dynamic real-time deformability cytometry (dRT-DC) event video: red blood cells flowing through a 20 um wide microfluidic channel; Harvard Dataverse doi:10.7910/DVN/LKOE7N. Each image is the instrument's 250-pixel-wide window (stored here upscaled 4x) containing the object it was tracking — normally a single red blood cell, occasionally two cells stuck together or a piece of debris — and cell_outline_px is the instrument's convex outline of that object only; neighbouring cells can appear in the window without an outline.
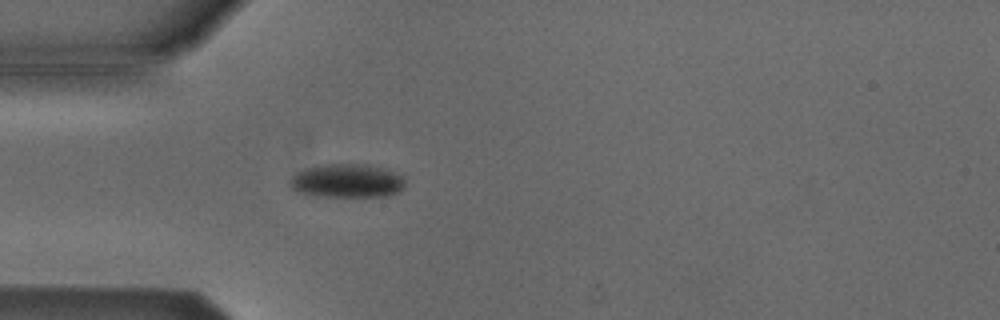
{"species": "Egyptian fruit bat (a non-hibernating species)", "species_latin": "Rousettus aegyptiacus", "temperature_condition": "cold", "stored_images_in_passage": 46, "camera_frame_rate_fps": 3000, "um_per_image_px": 0.085, "animal": {"sex": "male"}, "frame": {"image": 1, "passage_image": 8, "time_ms": 2.333, "image_size_px": [1000, 320], "cell_outline_px": [[404, 188], [400, 192], [388, 196], [316, 196], [296, 192], [288, 184], [288, 180], [296, 172], [304, 168], [324, 164], [364, 164], [380, 168], [392, 172], [400, 176], [404, 180]], "centroid_in_image_um": [29.42, 15.38], "position_along_channel_um": 55.6, "area_um2": 22.66}}
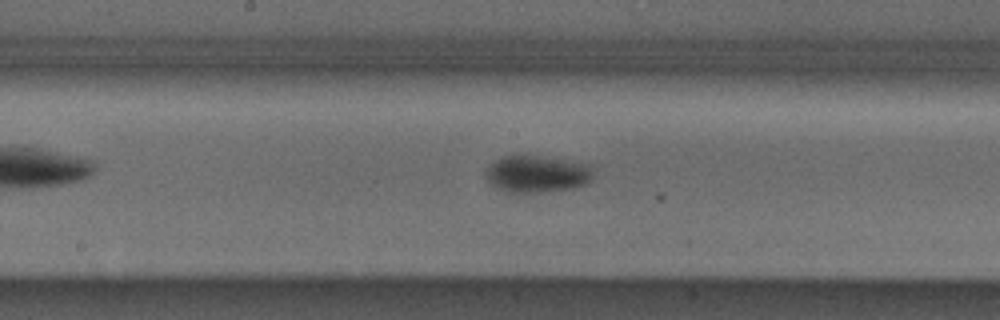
{"frame": {"image": 2, "passage_image": 20, "time_ms": 6.333, "image_size_px": [1000, 320], "cell_outline_px": [[592, 176], [584, 184], [572, 188], [536, 192], [508, 192], [496, 188], [484, 176], [484, 172], [488, 164], [504, 156], [536, 156], [592, 164]], "centroid_in_image_um": [45.59, 14.78], "position_along_channel_um": 202.6, "area_um2": 22.89}}
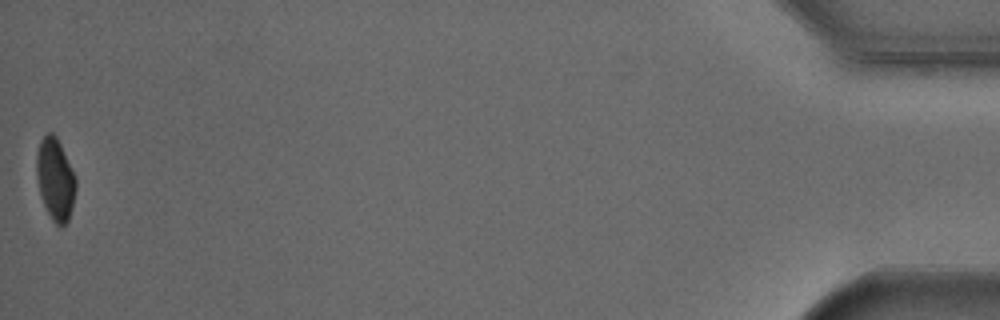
{"frame": {"image": 3, "passage_image": 46, "time_ms": 15.0, "image_size_px": [1000, 320], "cell_outline_px": [[76, 188], [68, 220], [60, 228], [52, 220], [40, 196], [36, 176], [36, 152], [40, 140], [48, 132], [52, 132], [56, 136], [76, 176]], "centroid_in_image_um": [4.68, 15.21], "position_along_channel_um": 430.5, "area_um2": 18.79}, "authors_computed_cell_mechanics": {"area_um2": 21.5883, "velocity_mm_per_s": 3.8196, "shape_relaxation_time_tau1_ms": 2.6385, "shape_relaxation_time_tau2_ms": null, "deformation_change_tau1": 0.0837, "deformation_change_tau2": null}}